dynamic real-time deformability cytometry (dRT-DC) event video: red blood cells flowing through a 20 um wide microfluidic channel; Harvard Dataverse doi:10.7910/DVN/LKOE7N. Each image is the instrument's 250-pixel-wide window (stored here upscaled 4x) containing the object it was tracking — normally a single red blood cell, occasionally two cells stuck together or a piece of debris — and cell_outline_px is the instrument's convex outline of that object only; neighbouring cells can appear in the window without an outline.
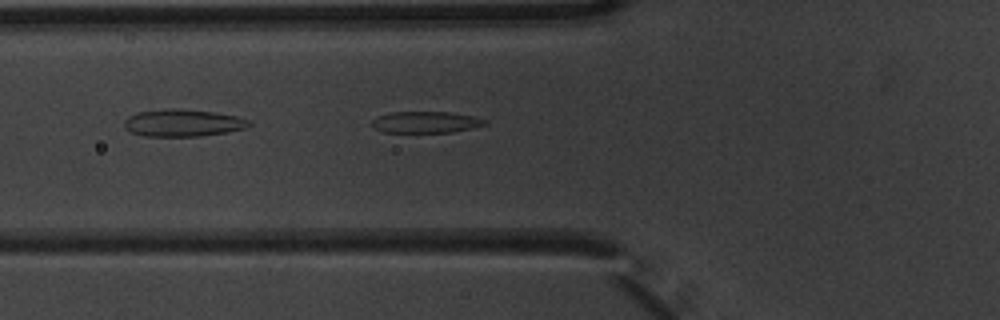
{"species": "common noctule bat (a hibernating species)", "species_latin": "Nyctalus noctula", "temperature_condition": "warm", "stored_images_in_passage": 7, "camera_frame_rate_fps": 3000, "um_per_image_px": 0.085, "animal": {"sex": "male", "body_mass_g": 20.1, "forearm_length_mm": 53.5}, "frame": {"image": 1, "passage_image": 7, "time_ms": 2.0, "image_size_px": [1000, 320], "cell_outline_px": [[488, 124], [472, 128], [452, 132], [384, 132], [376, 128], [372, 124], [372, 120], [376, 116], [388, 112], [452, 112], [472, 116], [488, 120]], "centroid_in_image_um": [36.21, 10.37], "position_along_channel_um": 89.6, "area_um2": 14.16}}